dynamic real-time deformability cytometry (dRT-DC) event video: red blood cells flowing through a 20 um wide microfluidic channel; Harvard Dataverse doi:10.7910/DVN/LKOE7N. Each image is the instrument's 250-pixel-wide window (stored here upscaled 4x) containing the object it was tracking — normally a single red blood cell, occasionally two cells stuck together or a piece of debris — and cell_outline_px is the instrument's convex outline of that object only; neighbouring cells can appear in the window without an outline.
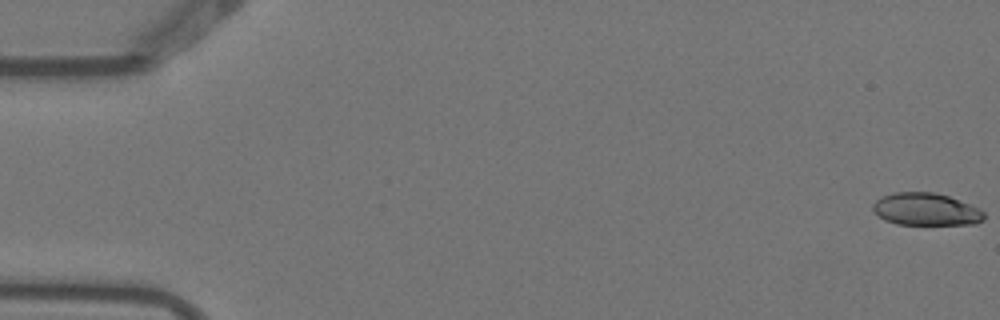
{"species": "Egyptian fruit bat (a non-hibernating species)", "species_latin": "Rousettus aegyptiacus", "temperature_condition": "warm", "stored_images_in_passage": 5, "camera_frame_rate_fps": 3000, "um_per_image_px": 0.085, "animal": {"sex": "female"}, "frame": {"image": 1, "passage_image": 1, "time_ms": 0.0, "image_size_px": [1000, 320], "cell_outline_px": [[984, 220], [976, 224], [896, 224], [884, 220], [872, 208], [872, 204], [880, 196], [892, 192], [932, 192], [948, 196], [968, 204], [984, 212]], "centroid_in_image_um": [78.66, 17.79], "position_along_channel_um": 6.3, "area_um2": 20.87}}
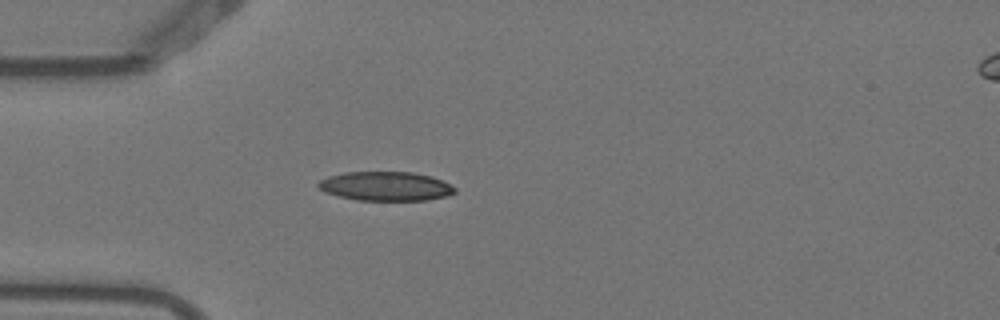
{"frame": {"image": 2, "passage_image": 5, "time_ms": 1.333, "image_size_px": [1000, 320], "cell_outline_px": [[456, 192], [448, 196], [428, 200], [356, 200], [324, 192], [316, 184], [320, 180], [328, 176], [344, 172], [412, 172], [432, 176], [456, 188]], "centroid_in_image_um": [32.78, 15.83], "position_along_channel_um": 52.2, "area_um2": 23.18}}